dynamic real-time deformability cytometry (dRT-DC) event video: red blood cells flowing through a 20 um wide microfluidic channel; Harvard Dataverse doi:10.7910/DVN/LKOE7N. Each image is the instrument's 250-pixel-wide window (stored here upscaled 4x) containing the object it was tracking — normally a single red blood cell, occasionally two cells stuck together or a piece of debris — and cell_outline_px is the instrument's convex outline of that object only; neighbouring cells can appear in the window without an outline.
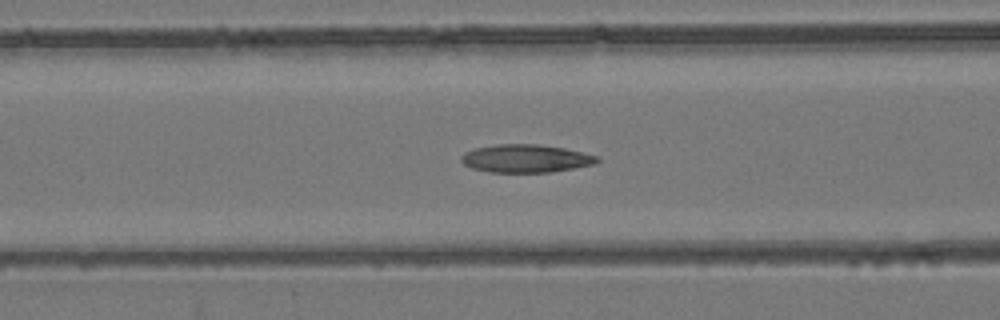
{"species": "common noctule bat (a hibernating species)", "species_latin": "Nyctalus noctula", "temperature_condition": "room temperature", "stored_images_in_passage": 53, "camera_frame_rate_fps": 3000, "um_per_image_px": 0.085, "animal": {"sex": "female", "body_mass_g": 24.6, "forearm_length_mm": 56.2}, "frame": {"image": 1, "passage_image": 20, "time_ms": 6.333, "image_size_px": [1000, 320], "cell_outline_px": [[600, 160], [596, 164], [552, 172], [488, 172], [472, 168], [464, 164], [460, 160], [460, 156], [464, 152], [476, 148], [500, 144], [536, 144], [564, 148], [584, 152], [600, 156]], "centroid_in_image_um": [44.72, 13.47], "position_along_channel_um": 121.9, "area_um2": 22.31}}
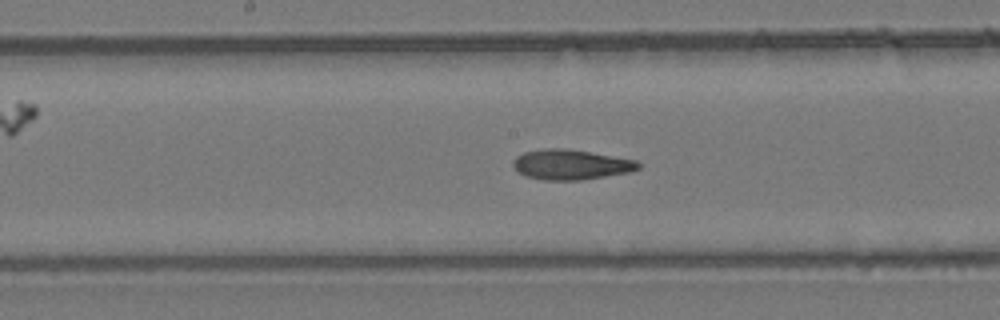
{"frame": {"image": 2, "passage_image": 26, "time_ms": 8.333, "image_size_px": [1000, 320], "cell_outline_px": [[640, 168], [628, 172], [580, 180], [544, 180], [524, 176], [512, 164], [512, 160], [516, 156], [524, 152], [548, 148], [564, 148], [636, 160], [640, 164]], "centroid_in_image_um": [48.49, 13.99], "position_along_channel_um": 199.7, "area_um2": 21.68}}
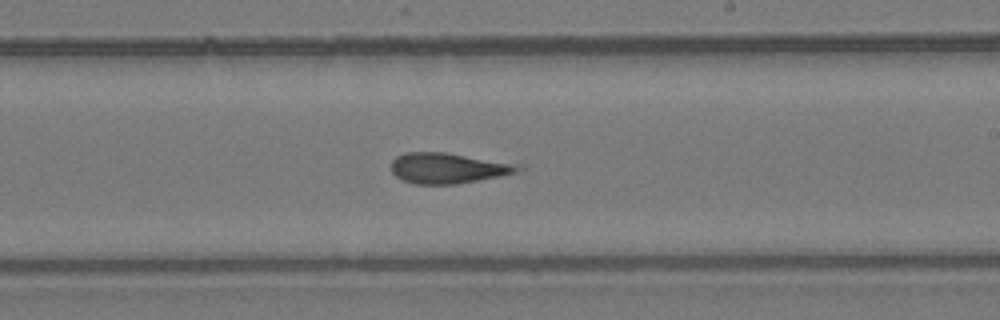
{"frame": {"image": 3, "passage_image": 30, "time_ms": 9.667, "image_size_px": [1000, 320], "cell_outline_px": [[528, 164], [524, 168], [516, 172], [500, 176], [456, 184], [412, 184], [396, 176], [392, 172], [392, 160], [396, 156], [404, 152], [444, 152]], "centroid_in_image_um": [38.17, 14.27], "position_along_channel_um": 250.8, "area_um2": 23.0}}